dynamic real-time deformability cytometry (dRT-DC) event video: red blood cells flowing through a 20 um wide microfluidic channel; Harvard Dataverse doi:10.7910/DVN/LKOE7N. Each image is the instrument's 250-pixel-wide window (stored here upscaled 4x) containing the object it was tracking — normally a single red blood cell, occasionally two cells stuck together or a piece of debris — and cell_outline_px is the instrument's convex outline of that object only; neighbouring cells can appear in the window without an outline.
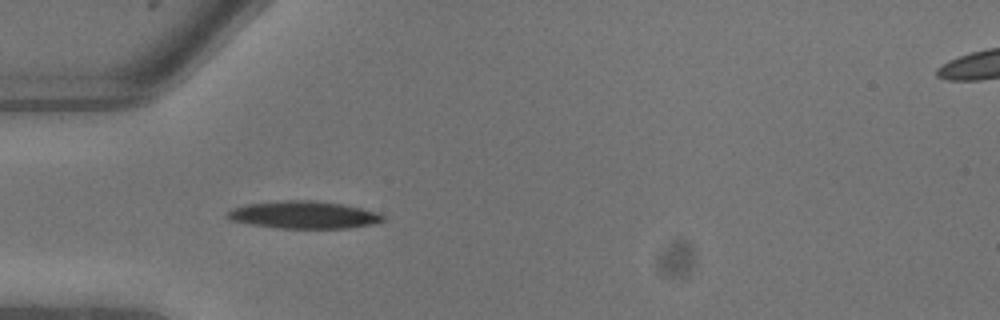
{"species": "common noctule bat (a hibernating species)", "species_latin": "Nyctalus noctula", "temperature_condition": "warm", "stored_images_in_passage": 7, "camera_frame_rate_fps": 3000, "um_per_image_px": 0.085, "animal": {"sex": "male", "body_mass_g": 13.3}, "frame": {"image": 1, "passage_image": 7, "time_ms": 2.0, "image_size_px": [1000, 320], "cell_outline_px": [[384, 220], [376, 224], [348, 228], [272, 228], [248, 224], [228, 220], [224, 216], [232, 208], [244, 204], [280, 200], [308, 200], [344, 204], [380, 212], [384, 216]], "centroid_in_image_um": [25.79, 18.26], "position_along_channel_um": 59.2, "area_um2": 25.37}}